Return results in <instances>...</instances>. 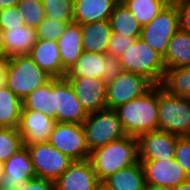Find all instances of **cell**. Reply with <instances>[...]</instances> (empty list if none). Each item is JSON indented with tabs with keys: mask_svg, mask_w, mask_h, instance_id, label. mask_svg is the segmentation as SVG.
<instances>
[{
	"mask_svg": "<svg viewBox=\"0 0 190 190\" xmlns=\"http://www.w3.org/2000/svg\"><path fill=\"white\" fill-rule=\"evenodd\" d=\"M7 87L21 100L37 88L49 83L53 77L42 70L28 55L7 59Z\"/></svg>",
	"mask_w": 190,
	"mask_h": 190,
	"instance_id": "3",
	"label": "cell"
},
{
	"mask_svg": "<svg viewBox=\"0 0 190 190\" xmlns=\"http://www.w3.org/2000/svg\"><path fill=\"white\" fill-rule=\"evenodd\" d=\"M48 142L73 161L90 157L82 124L56 122Z\"/></svg>",
	"mask_w": 190,
	"mask_h": 190,
	"instance_id": "11",
	"label": "cell"
},
{
	"mask_svg": "<svg viewBox=\"0 0 190 190\" xmlns=\"http://www.w3.org/2000/svg\"><path fill=\"white\" fill-rule=\"evenodd\" d=\"M16 7L28 27L36 29L46 18L42 0H20Z\"/></svg>",
	"mask_w": 190,
	"mask_h": 190,
	"instance_id": "32",
	"label": "cell"
},
{
	"mask_svg": "<svg viewBox=\"0 0 190 190\" xmlns=\"http://www.w3.org/2000/svg\"><path fill=\"white\" fill-rule=\"evenodd\" d=\"M139 161L144 169L146 185L175 189L190 178L174 158Z\"/></svg>",
	"mask_w": 190,
	"mask_h": 190,
	"instance_id": "13",
	"label": "cell"
},
{
	"mask_svg": "<svg viewBox=\"0 0 190 190\" xmlns=\"http://www.w3.org/2000/svg\"><path fill=\"white\" fill-rule=\"evenodd\" d=\"M141 24L147 25L171 0H120Z\"/></svg>",
	"mask_w": 190,
	"mask_h": 190,
	"instance_id": "30",
	"label": "cell"
},
{
	"mask_svg": "<svg viewBox=\"0 0 190 190\" xmlns=\"http://www.w3.org/2000/svg\"><path fill=\"white\" fill-rule=\"evenodd\" d=\"M3 171L1 190L18 189L30 179L37 177L29 150L25 146L3 163Z\"/></svg>",
	"mask_w": 190,
	"mask_h": 190,
	"instance_id": "16",
	"label": "cell"
},
{
	"mask_svg": "<svg viewBox=\"0 0 190 190\" xmlns=\"http://www.w3.org/2000/svg\"><path fill=\"white\" fill-rule=\"evenodd\" d=\"M82 127L90 152L127 136L114 109L106 108L88 114Z\"/></svg>",
	"mask_w": 190,
	"mask_h": 190,
	"instance_id": "4",
	"label": "cell"
},
{
	"mask_svg": "<svg viewBox=\"0 0 190 190\" xmlns=\"http://www.w3.org/2000/svg\"><path fill=\"white\" fill-rule=\"evenodd\" d=\"M155 84L147 77L124 71L107 83V108L115 109L149 92Z\"/></svg>",
	"mask_w": 190,
	"mask_h": 190,
	"instance_id": "10",
	"label": "cell"
},
{
	"mask_svg": "<svg viewBox=\"0 0 190 190\" xmlns=\"http://www.w3.org/2000/svg\"><path fill=\"white\" fill-rule=\"evenodd\" d=\"M101 182L89 159L73 161L54 182V190H97Z\"/></svg>",
	"mask_w": 190,
	"mask_h": 190,
	"instance_id": "15",
	"label": "cell"
},
{
	"mask_svg": "<svg viewBox=\"0 0 190 190\" xmlns=\"http://www.w3.org/2000/svg\"><path fill=\"white\" fill-rule=\"evenodd\" d=\"M137 38H129L120 34L112 33L107 48V54L120 58L127 50L131 48Z\"/></svg>",
	"mask_w": 190,
	"mask_h": 190,
	"instance_id": "36",
	"label": "cell"
},
{
	"mask_svg": "<svg viewBox=\"0 0 190 190\" xmlns=\"http://www.w3.org/2000/svg\"><path fill=\"white\" fill-rule=\"evenodd\" d=\"M178 135L162 130L143 133L136 137L139 160L174 158Z\"/></svg>",
	"mask_w": 190,
	"mask_h": 190,
	"instance_id": "14",
	"label": "cell"
},
{
	"mask_svg": "<svg viewBox=\"0 0 190 190\" xmlns=\"http://www.w3.org/2000/svg\"><path fill=\"white\" fill-rule=\"evenodd\" d=\"M119 61L124 71L143 75L155 85H160L166 70L163 57L141 38L135 40Z\"/></svg>",
	"mask_w": 190,
	"mask_h": 190,
	"instance_id": "5",
	"label": "cell"
},
{
	"mask_svg": "<svg viewBox=\"0 0 190 190\" xmlns=\"http://www.w3.org/2000/svg\"><path fill=\"white\" fill-rule=\"evenodd\" d=\"M8 62L7 59H0V88L7 86Z\"/></svg>",
	"mask_w": 190,
	"mask_h": 190,
	"instance_id": "40",
	"label": "cell"
},
{
	"mask_svg": "<svg viewBox=\"0 0 190 190\" xmlns=\"http://www.w3.org/2000/svg\"><path fill=\"white\" fill-rule=\"evenodd\" d=\"M83 51L92 53H107L112 35L109 20L91 22L81 25Z\"/></svg>",
	"mask_w": 190,
	"mask_h": 190,
	"instance_id": "23",
	"label": "cell"
},
{
	"mask_svg": "<svg viewBox=\"0 0 190 190\" xmlns=\"http://www.w3.org/2000/svg\"><path fill=\"white\" fill-rule=\"evenodd\" d=\"M15 190H54V182L48 179L36 177L30 179Z\"/></svg>",
	"mask_w": 190,
	"mask_h": 190,
	"instance_id": "39",
	"label": "cell"
},
{
	"mask_svg": "<svg viewBox=\"0 0 190 190\" xmlns=\"http://www.w3.org/2000/svg\"><path fill=\"white\" fill-rule=\"evenodd\" d=\"M109 23L113 33L126 38H140L143 27L121 1L115 6Z\"/></svg>",
	"mask_w": 190,
	"mask_h": 190,
	"instance_id": "26",
	"label": "cell"
},
{
	"mask_svg": "<svg viewBox=\"0 0 190 190\" xmlns=\"http://www.w3.org/2000/svg\"><path fill=\"white\" fill-rule=\"evenodd\" d=\"M173 190H190V178L182 183H180L175 189Z\"/></svg>",
	"mask_w": 190,
	"mask_h": 190,
	"instance_id": "43",
	"label": "cell"
},
{
	"mask_svg": "<svg viewBox=\"0 0 190 190\" xmlns=\"http://www.w3.org/2000/svg\"><path fill=\"white\" fill-rule=\"evenodd\" d=\"M89 160L102 183L117 171L139 162L135 136H126L91 151Z\"/></svg>",
	"mask_w": 190,
	"mask_h": 190,
	"instance_id": "2",
	"label": "cell"
},
{
	"mask_svg": "<svg viewBox=\"0 0 190 190\" xmlns=\"http://www.w3.org/2000/svg\"><path fill=\"white\" fill-rule=\"evenodd\" d=\"M24 25V15L19 13L17 7H9L0 10V27L3 30H11Z\"/></svg>",
	"mask_w": 190,
	"mask_h": 190,
	"instance_id": "37",
	"label": "cell"
},
{
	"mask_svg": "<svg viewBox=\"0 0 190 190\" xmlns=\"http://www.w3.org/2000/svg\"><path fill=\"white\" fill-rule=\"evenodd\" d=\"M145 190H173V189L167 188V187H157V186L146 185Z\"/></svg>",
	"mask_w": 190,
	"mask_h": 190,
	"instance_id": "44",
	"label": "cell"
},
{
	"mask_svg": "<svg viewBox=\"0 0 190 190\" xmlns=\"http://www.w3.org/2000/svg\"><path fill=\"white\" fill-rule=\"evenodd\" d=\"M124 72L119 59L113 55L83 51L67 72V78H98L109 83Z\"/></svg>",
	"mask_w": 190,
	"mask_h": 190,
	"instance_id": "8",
	"label": "cell"
},
{
	"mask_svg": "<svg viewBox=\"0 0 190 190\" xmlns=\"http://www.w3.org/2000/svg\"><path fill=\"white\" fill-rule=\"evenodd\" d=\"M178 30L177 5L171 0L151 22L143 26L140 38L164 58L168 43Z\"/></svg>",
	"mask_w": 190,
	"mask_h": 190,
	"instance_id": "7",
	"label": "cell"
},
{
	"mask_svg": "<svg viewBox=\"0 0 190 190\" xmlns=\"http://www.w3.org/2000/svg\"><path fill=\"white\" fill-rule=\"evenodd\" d=\"M174 159L190 177V136H179L177 139Z\"/></svg>",
	"mask_w": 190,
	"mask_h": 190,
	"instance_id": "35",
	"label": "cell"
},
{
	"mask_svg": "<svg viewBox=\"0 0 190 190\" xmlns=\"http://www.w3.org/2000/svg\"><path fill=\"white\" fill-rule=\"evenodd\" d=\"M56 122L83 124L88 114L83 109L67 77L53 78Z\"/></svg>",
	"mask_w": 190,
	"mask_h": 190,
	"instance_id": "12",
	"label": "cell"
},
{
	"mask_svg": "<svg viewBox=\"0 0 190 190\" xmlns=\"http://www.w3.org/2000/svg\"><path fill=\"white\" fill-rule=\"evenodd\" d=\"M57 42L62 68L68 72L83 52L81 25L74 22L69 24Z\"/></svg>",
	"mask_w": 190,
	"mask_h": 190,
	"instance_id": "21",
	"label": "cell"
},
{
	"mask_svg": "<svg viewBox=\"0 0 190 190\" xmlns=\"http://www.w3.org/2000/svg\"><path fill=\"white\" fill-rule=\"evenodd\" d=\"M5 58L29 55L33 45L38 41L35 28L23 25L11 30H4Z\"/></svg>",
	"mask_w": 190,
	"mask_h": 190,
	"instance_id": "22",
	"label": "cell"
},
{
	"mask_svg": "<svg viewBox=\"0 0 190 190\" xmlns=\"http://www.w3.org/2000/svg\"><path fill=\"white\" fill-rule=\"evenodd\" d=\"M5 58V38L4 30L0 27V59Z\"/></svg>",
	"mask_w": 190,
	"mask_h": 190,
	"instance_id": "42",
	"label": "cell"
},
{
	"mask_svg": "<svg viewBox=\"0 0 190 190\" xmlns=\"http://www.w3.org/2000/svg\"><path fill=\"white\" fill-rule=\"evenodd\" d=\"M23 108L21 101L7 86L0 88V124L18 129Z\"/></svg>",
	"mask_w": 190,
	"mask_h": 190,
	"instance_id": "28",
	"label": "cell"
},
{
	"mask_svg": "<svg viewBox=\"0 0 190 190\" xmlns=\"http://www.w3.org/2000/svg\"><path fill=\"white\" fill-rule=\"evenodd\" d=\"M120 0H74V23L83 25L109 20Z\"/></svg>",
	"mask_w": 190,
	"mask_h": 190,
	"instance_id": "20",
	"label": "cell"
},
{
	"mask_svg": "<svg viewBox=\"0 0 190 190\" xmlns=\"http://www.w3.org/2000/svg\"><path fill=\"white\" fill-rule=\"evenodd\" d=\"M22 137L18 129L4 128L0 131V162L4 163L10 156L23 148Z\"/></svg>",
	"mask_w": 190,
	"mask_h": 190,
	"instance_id": "33",
	"label": "cell"
},
{
	"mask_svg": "<svg viewBox=\"0 0 190 190\" xmlns=\"http://www.w3.org/2000/svg\"><path fill=\"white\" fill-rule=\"evenodd\" d=\"M22 110L40 111L56 120L55 94H53V79L46 85L31 92L23 101Z\"/></svg>",
	"mask_w": 190,
	"mask_h": 190,
	"instance_id": "27",
	"label": "cell"
},
{
	"mask_svg": "<svg viewBox=\"0 0 190 190\" xmlns=\"http://www.w3.org/2000/svg\"><path fill=\"white\" fill-rule=\"evenodd\" d=\"M97 190H107V189L101 185Z\"/></svg>",
	"mask_w": 190,
	"mask_h": 190,
	"instance_id": "46",
	"label": "cell"
},
{
	"mask_svg": "<svg viewBox=\"0 0 190 190\" xmlns=\"http://www.w3.org/2000/svg\"><path fill=\"white\" fill-rule=\"evenodd\" d=\"M87 114L107 108V83L103 79L68 78Z\"/></svg>",
	"mask_w": 190,
	"mask_h": 190,
	"instance_id": "17",
	"label": "cell"
},
{
	"mask_svg": "<svg viewBox=\"0 0 190 190\" xmlns=\"http://www.w3.org/2000/svg\"><path fill=\"white\" fill-rule=\"evenodd\" d=\"M3 175H4L3 163L0 162V182H1V180H2Z\"/></svg>",
	"mask_w": 190,
	"mask_h": 190,
	"instance_id": "45",
	"label": "cell"
},
{
	"mask_svg": "<svg viewBox=\"0 0 190 190\" xmlns=\"http://www.w3.org/2000/svg\"><path fill=\"white\" fill-rule=\"evenodd\" d=\"M107 190H145L146 181L142 163L121 169L102 183Z\"/></svg>",
	"mask_w": 190,
	"mask_h": 190,
	"instance_id": "24",
	"label": "cell"
},
{
	"mask_svg": "<svg viewBox=\"0 0 190 190\" xmlns=\"http://www.w3.org/2000/svg\"><path fill=\"white\" fill-rule=\"evenodd\" d=\"M47 18L67 23L74 22V0H42Z\"/></svg>",
	"mask_w": 190,
	"mask_h": 190,
	"instance_id": "31",
	"label": "cell"
},
{
	"mask_svg": "<svg viewBox=\"0 0 190 190\" xmlns=\"http://www.w3.org/2000/svg\"><path fill=\"white\" fill-rule=\"evenodd\" d=\"M37 177L55 182L73 162L49 142L27 145Z\"/></svg>",
	"mask_w": 190,
	"mask_h": 190,
	"instance_id": "9",
	"label": "cell"
},
{
	"mask_svg": "<svg viewBox=\"0 0 190 190\" xmlns=\"http://www.w3.org/2000/svg\"><path fill=\"white\" fill-rule=\"evenodd\" d=\"M28 56L53 78L66 77L57 41L38 39Z\"/></svg>",
	"mask_w": 190,
	"mask_h": 190,
	"instance_id": "19",
	"label": "cell"
},
{
	"mask_svg": "<svg viewBox=\"0 0 190 190\" xmlns=\"http://www.w3.org/2000/svg\"><path fill=\"white\" fill-rule=\"evenodd\" d=\"M2 129H4V127L0 124V131H1Z\"/></svg>",
	"mask_w": 190,
	"mask_h": 190,
	"instance_id": "47",
	"label": "cell"
},
{
	"mask_svg": "<svg viewBox=\"0 0 190 190\" xmlns=\"http://www.w3.org/2000/svg\"><path fill=\"white\" fill-rule=\"evenodd\" d=\"M177 5L179 29L190 33V0H173Z\"/></svg>",
	"mask_w": 190,
	"mask_h": 190,
	"instance_id": "38",
	"label": "cell"
},
{
	"mask_svg": "<svg viewBox=\"0 0 190 190\" xmlns=\"http://www.w3.org/2000/svg\"><path fill=\"white\" fill-rule=\"evenodd\" d=\"M163 61L166 69L190 66V33L179 29L172 36Z\"/></svg>",
	"mask_w": 190,
	"mask_h": 190,
	"instance_id": "25",
	"label": "cell"
},
{
	"mask_svg": "<svg viewBox=\"0 0 190 190\" xmlns=\"http://www.w3.org/2000/svg\"><path fill=\"white\" fill-rule=\"evenodd\" d=\"M160 87L171 96L188 97L190 94V66L166 69Z\"/></svg>",
	"mask_w": 190,
	"mask_h": 190,
	"instance_id": "29",
	"label": "cell"
},
{
	"mask_svg": "<svg viewBox=\"0 0 190 190\" xmlns=\"http://www.w3.org/2000/svg\"><path fill=\"white\" fill-rule=\"evenodd\" d=\"M128 136L159 130L158 85L145 95L114 109Z\"/></svg>",
	"mask_w": 190,
	"mask_h": 190,
	"instance_id": "1",
	"label": "cell"
},
{
	"mask_svg": "<svg viewBox=\"0 0 190 190\" xmlns=\"http://www.w3.org/2000/svg\"><path fill=\"white\" fill-rule=\"evenodd\" d=\"M20 0H0V10L17 6Z\"/></svg>",
	"mask_w": 190,
	"mask_h": 190,
	"instance_id": "41",
	"label": "cell"
},
{
	"mask_svg": "<svg viewBox=\"0 0 190 190\" xmlns=\"http://www.w3.org/2000/svg\"><path fill=\"white\" fill-rule=\"evenodd\" d=\"M55 124L56 120L40 111L22 110L18 131L23 145L48 142Z\"/></svg>",
	"mask_w": 190,
	"mask_h": 190,
	"instance_id": "18",
	"label": "cell"
},
{
	"mask_svg": "<svg viewBox=\"0 0 190 190\" xmlns=\"http://www.w3.org/2000/svg\"><path fill=\"white\" fill-rule=\"evenodd\" d=\"M71 23L45 18L36 28L38 39L57 41Z\"/></svg>",
	"mask_w": 190,
	"mask_h": 190,
	"instance_id": "34",
	"label": "cell"
},
{
	"mask_svg": "<svg viewBox=\"0 0 190 190\" xmlns=\"http://www.w3.org/2000/svg\"><path fill=\"white\" fill-rule=\"evenodd\" d=\"M159 130L190 136V102L187 97L171 96L158 85Z\"/></svg>",
	"mask_w": 190,
	"mask_h": 190,
	"instance_id": "6",
	"label": "cell"
}]
</instances>
